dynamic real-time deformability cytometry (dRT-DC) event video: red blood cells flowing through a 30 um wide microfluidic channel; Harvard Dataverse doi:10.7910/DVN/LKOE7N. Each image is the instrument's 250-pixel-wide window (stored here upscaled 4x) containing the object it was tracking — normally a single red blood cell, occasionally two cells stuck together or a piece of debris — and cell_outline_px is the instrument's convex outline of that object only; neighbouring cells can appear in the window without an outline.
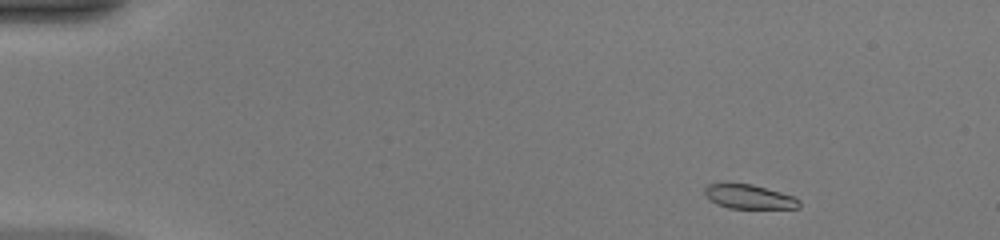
{"species": "common noctule bat (a hibernating species)", "species_latin": "Nyctalus noctula", "temperature_condition": "warm", "stored_images_in_passage": 46, "camera_frame_rate_fps": 3000, "um_per_image_px": 0.085, "animal": {"sex": "female", "body_mass_g": 20.0, "forearm_length_mm": 54.0}, "frame": {"image": 1, "passage_image": 2, "time_ms": 0.333, "image_size_px": [1000, 240], "cell_outline_px": [[800, 208], [728, 208], [716, 204], [704, 192], [704, 188], [708, 184], [728, 180], [752, 184], [780, 192], [792, 196], [800, 200]], "centroid_in_image_um": [63.61, 16.67], "position_along_channel_um": 21.4, "area_um2": 13.7}}
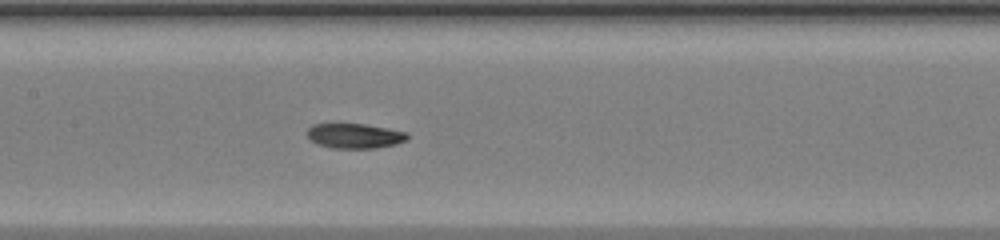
{"frame": {"image": 2, "passage_image": 21, "time_ms": 6.667, "image_size_px": [1000, 240], "cell_outline_px": [[408, 140], [396, 144], [376, 148], [332, 148], [316, 144], [308, 136], [308, 128], [312, 124], [364, 124], [388, 128], [408, 132]], "centroid_in_image_um": [30.18, 11.55], "position_along_channel_um": 177.2, "area_um2": 14.57}}
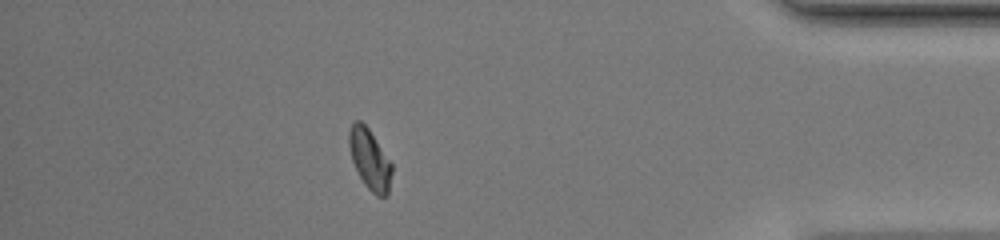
{"frame": {"image": 3, "passage_image": 40, "time_ms": 13.0, "image_size_px": [1000, 240], "cell_outline_px": [[392, 172], [388, 196], [376, 196], [364, 184], [352, 160], [348, 144], [348, 132], [352, 124], [356, 120], [360, 120], [368, 128], [392, 164]], "centroid_in_image_um": [31.43, 13.55], "position_along_channel_um": 403.8, "area_um2": 14.91}, "authors_computed_cell_mechanics": {"area_um2": 14.9124, "velocity_mm_per_s": 4.1752, "shape_relaxation_time_tau1_ms": null, "shape_relaxation_time_tau2_ms": 2.4013, "deformation_change_tau1": null, "deformation_change_tau2": 0.0578}}